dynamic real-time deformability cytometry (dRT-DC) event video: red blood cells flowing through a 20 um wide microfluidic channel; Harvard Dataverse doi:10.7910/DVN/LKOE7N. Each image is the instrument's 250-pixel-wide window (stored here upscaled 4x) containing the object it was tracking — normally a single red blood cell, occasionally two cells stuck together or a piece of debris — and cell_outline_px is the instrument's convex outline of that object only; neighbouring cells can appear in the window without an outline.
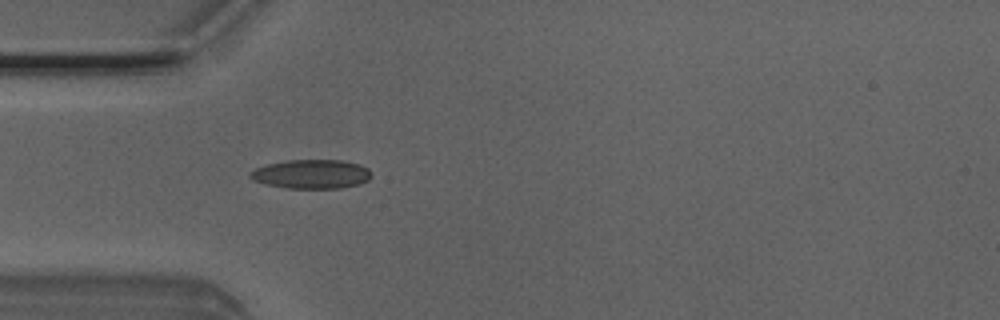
{"species": "Egyptian fruit bat (a non-hibernating species)", "species_latin": "Rousettus aegyptiacus", "temperature_condition": "room temperature", "stored_images_in_passage": 4, "camera_frame_rate_fps": 3000, "um_per_image_px": 0.085, "animal": {"sex": "male"}, "frame": {"image": 1, "passage_image": 4, "time_ms": 1.0, "image_size_px": [1000, 320], "cell_outline_px": [[372, 176], [368, 180], [360, 184], [340, 188], [288, 188], [264, 184], [252, 180], [248, 176], [256, 168], [268, 164], [288, 160], [340, 160], [360, 164], [368, 168]], "centroid_in_image_um": [26.49, 14.8], "position_along_channel_um": 58.5, "area_um2": 20.52}}